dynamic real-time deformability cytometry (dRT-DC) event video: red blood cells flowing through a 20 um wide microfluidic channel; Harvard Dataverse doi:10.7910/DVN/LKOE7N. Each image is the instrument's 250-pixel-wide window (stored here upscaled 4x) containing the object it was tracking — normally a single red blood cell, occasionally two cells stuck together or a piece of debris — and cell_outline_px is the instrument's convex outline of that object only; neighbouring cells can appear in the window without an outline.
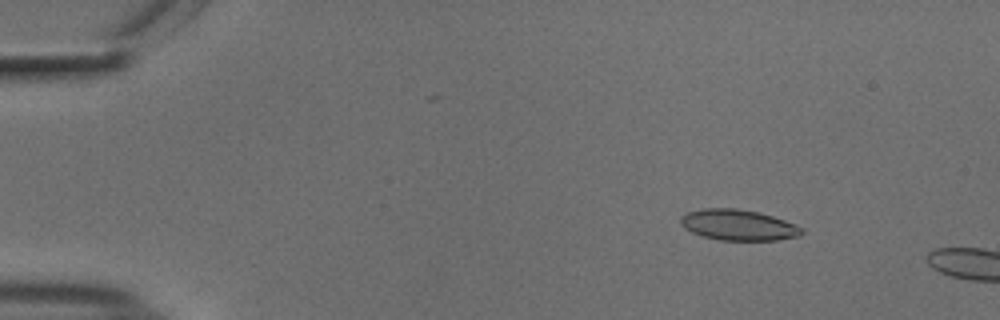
{"species": "common noctule bat (a hibernating species)", "species_latin": "Nyctalus noctula", "temperature_condition": "cold", "stored_images_in_passage": 11, "camera_frame_rate_fps": 3000, "um_per_image_px": 0.085, "animal": {"sex": "male", "body_mass_g": 18.8}, "frame": {"image": 1, "passage_image": 8, "time_ms": 2.333, "image_size_px": [1000, 320], "cell_outline_px": [[804, 232], [800, 236], [776, 240], [720, 240], [704, 236], [692, 232], [684, 228], [680, 224], [680, 216], [688, 212], [704, 208], [736, 208], [756, 212], [772, 216], [784, 220], [804, 228]], "centroid_in_image_um": [62.75, 19.12], "position_along_channel_um": 22.2, "area_um2": 21.68}}